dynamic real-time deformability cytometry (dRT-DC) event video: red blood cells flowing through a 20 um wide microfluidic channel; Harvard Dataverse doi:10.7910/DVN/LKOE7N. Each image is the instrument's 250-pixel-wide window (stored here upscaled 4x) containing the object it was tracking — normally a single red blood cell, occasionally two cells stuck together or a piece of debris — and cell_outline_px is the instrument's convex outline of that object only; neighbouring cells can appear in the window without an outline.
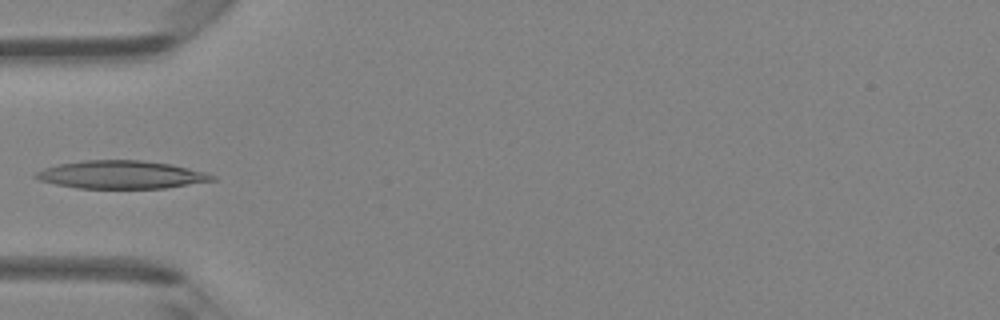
{"species": "Egyptian fruit bat (a non-hibernating species)", "species_latin": "Rousettus aegyptiacus", "temperature_condition": "room temperature", "stored_images_in_passage": 4, "camera_frame_rate_fps": 3000, "um_per_image_px": 0.085, "animal": {"sex": "female"}, "frame": {"image": 1, "passage_image": 3, "time_ms": 0.667, "image_size_px": [1000, 320], "cell_outline_px": [[216, 180], [164, 188], [76, 188], [56, 184], [40, 180], [32, 176], [36, 172], [44, 168], [56, 164], [84, 160], [140, 160], [172, 164], [208, 172], [216, 176]], "centroid_in_image_um": [10.32, 14.84], "position_along_channel_um": 74.7, "area_um2": 28.9}}
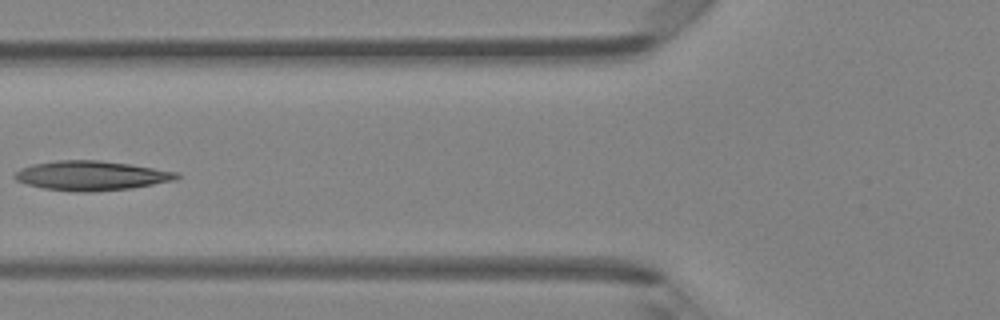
{"frame": {"image": 2, "passage_image": 4, "time_ms": 1.0, "image_size_px": [1000, 320], "cell_outline_px": [[180, 176], [176, 180], [132, 188], [92, 192], [76, 192], [44, 188], [28, 184], [16, 180], [12, 176], [20, 168], [32, 164], [56, 160], [100, 160], [128, 164], [180, 172]], "centroid_in_image_um": [7.77, 14.93], "position_along_channel_um": 118.0, "area_um2": 27.92}}